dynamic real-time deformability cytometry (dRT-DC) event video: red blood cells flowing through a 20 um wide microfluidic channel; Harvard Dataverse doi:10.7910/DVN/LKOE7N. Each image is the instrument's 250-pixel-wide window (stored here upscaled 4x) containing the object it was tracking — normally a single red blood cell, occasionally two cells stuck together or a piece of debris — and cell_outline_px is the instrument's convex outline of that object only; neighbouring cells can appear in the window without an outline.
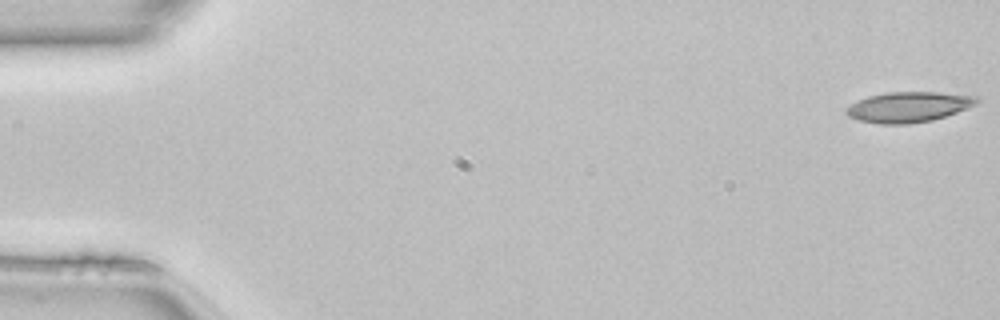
{"species": "common noctule bat (a hibernating species)", "species_latin": "Nyctalus noctula", "temperature_condition": "room temperature", "stored_images_in_passage": 50, "camera_frame_rate_fps": 3000, "um_per_image_px": 0.085, "animal": {"sex": "female", "body_mass_g": 22.7, "forearm_length_mm": 54.2}, "frame": {"image": 1, "passage_image": 1, "time_ms": 0.0, "image_size_px": [1000, 320], "cell_outline_px": [[980, 100], [976, 104], [968, 108], [932, 120], [908, 124], [880, 124], [856, 120], [848, 116], [844, 112], [852, 104], [868, 96], [888, 92], [936, 92], [976, 96]], "centroid_in_image_um": [77.22, 9.1], "position_along_channel_um": 7.8, "area_um2": 22.95}}
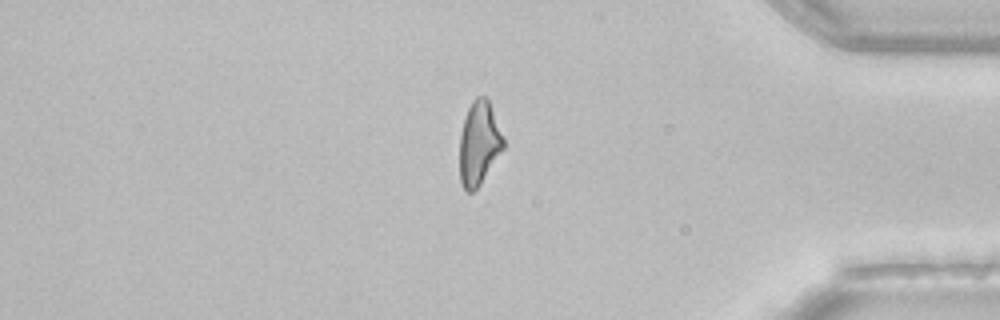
{"frame": {"image": 2, "passage_image": 42, "time_ms": 13.667, "image_size_px": [1000, 320], "cell_outline_px": [[504, 148], [480, 184], [472, 192], [468, 192], [464, 188], [460, 180], [460, 132], [468, 108], [472, 100], [476, 96], [484, 96], [488, 100], [504, 136]], "centroid_in_image_um": [40.72, 12.16], "position_along_channel_um": 394.5, "area_um2": 21.21}}
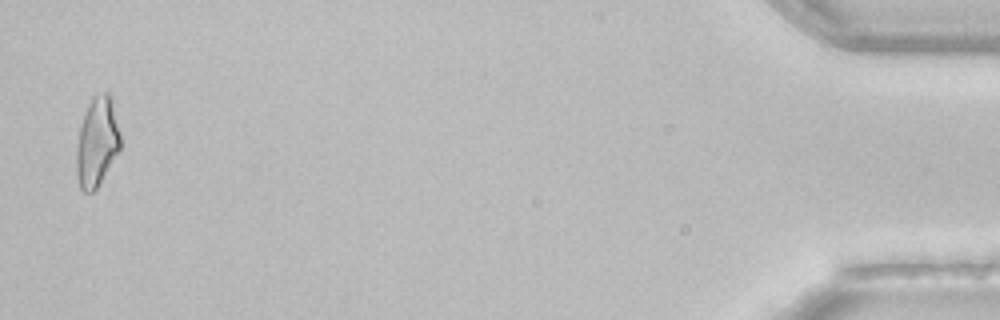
{"frame": {"image": 3, "passage_image": 49, "time_ms": 16.0, "image_size_px": [1000, 320], "cell_outline_px": [[120, 148], [100, 184], [92, 192], [84, 192], [80, 188], [76, 172], [76, 148], [80, 128], [88, 104], [96, 96], [104, 92], [108, 92], [112, 96], [120, 132]], "centroid_in_image_um": [8.25, 12.08], "position_along_channel_um": 426.9, "area_um2": 22.77}, "authors_computed_cell_mechanics": {"area_um2": 22.7443, "velocity_mm_per_s": 4.1332, "shape_relaxation_time_tau1_ms": null, "shape_relaxation_time_tau2_ms": 4.4779, "deformation_change_tau1": null, "deformation_change_tau2": 0.1487}}